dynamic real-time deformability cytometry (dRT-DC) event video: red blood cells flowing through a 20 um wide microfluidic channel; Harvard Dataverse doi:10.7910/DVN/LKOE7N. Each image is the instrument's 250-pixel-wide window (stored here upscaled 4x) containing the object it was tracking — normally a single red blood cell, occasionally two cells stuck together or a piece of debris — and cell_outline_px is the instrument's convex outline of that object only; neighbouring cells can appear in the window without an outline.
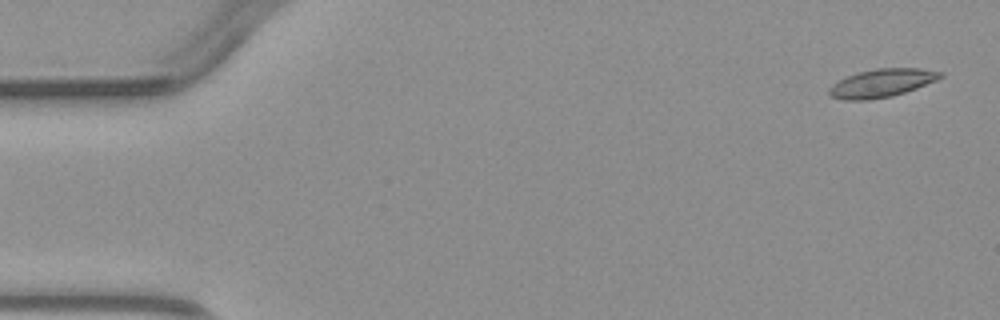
{"species": "common noctule bat (a hibernating species)", "species_latin": "Nyctalus noctula", "temperature_condition": "warm", "stored_images_in_passage": 4, "camera_frame_rate_fps": 3000, "um_per_image_px": 0.085, "animal": {"sex": "male", "body_mass_g": 23.1, "forearm_length_mm": 52.7}, "frame": {"image": 1, "passage_image": 1, "time_ms": 0.0, "image_size_px": [1000, 320], "cell_outline_px": [[944, 76], [936, 80], [916, 88], [892, 96], [868, 100], [844, 100], [828, 96], [828, 88], [832, 84], [848, 76], [860, 72], [876, 68], [920, 68], [944, 72]], "centroid_in_image_um": [74.94, 7.06], "position_along_channel_um": 10.1, "area_um2": 18.26}}
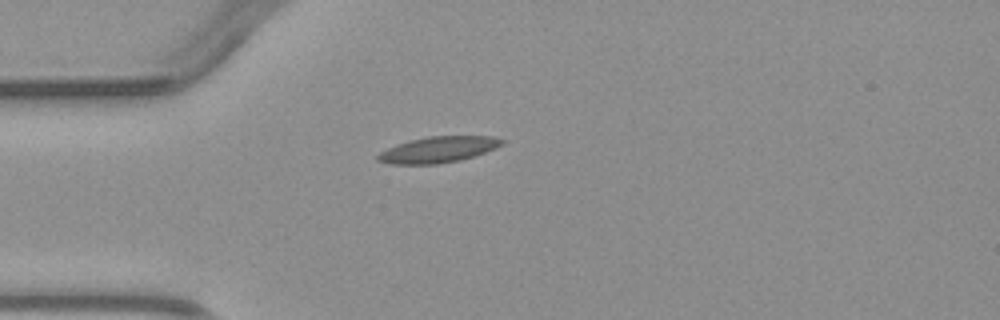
{"frame": {"image": 2, "passage_image": 4, "time_ms": 3.667, "image_size_px": [1000, 320], "cell_outline_px": [[504, 144], [496, 148], [460, 160], [436, 164], [392, 164], [376, 160], [376, 156], [380, 152], [396, 144], [428, 136], [492, 136], [504, 140]], "centroid_in_image_um": [37.24, 12.71], "position_along_channel_um": 47.8, "area_um2": 18.67}}